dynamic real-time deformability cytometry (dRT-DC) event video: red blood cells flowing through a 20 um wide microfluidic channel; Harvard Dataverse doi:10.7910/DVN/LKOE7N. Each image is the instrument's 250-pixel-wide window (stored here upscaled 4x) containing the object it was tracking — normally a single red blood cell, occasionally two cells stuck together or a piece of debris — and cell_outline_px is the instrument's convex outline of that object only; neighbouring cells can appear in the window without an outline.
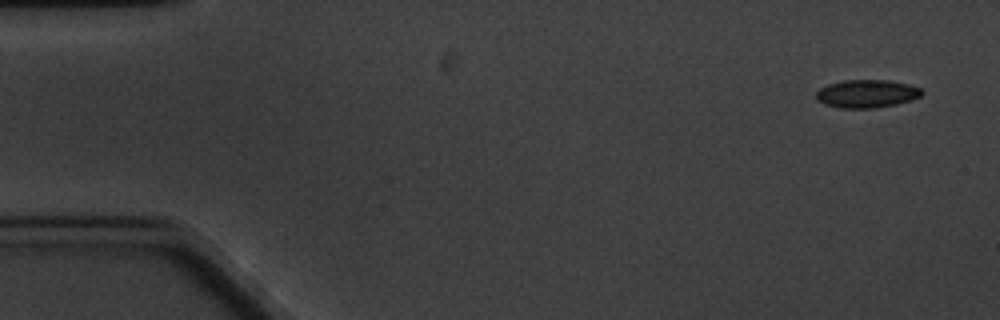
{"species": "common noctule bat (a hibernating species)", "species_latin": "Nyctalus noctula", "temperature_condition": "cold", "stored_images_in_passage": 5, "camera_frame_rate_fps": 3000, "um_per_image_px": 0.085, "animal": {"sex": "male", "body_mass_g": 20.1, "forearm_length_mm": 53.5}, "frame": {"image": 1, "passage_image": 1, "time_ms": 0.0, "image_size_px": [1000, 320], "cell_outline_px": [[924, 92], [920, 96], [896, 104], [872, 108], [840, 108], [824, 104], [816, 100], [816, 92], [820, 88], [828, 84], [844, 80], [888, 80], [908, 84], [920, 88]], "centroid_in_image_um": [73.63, 7.96], "position_along_channel_um": 11.4, "area_um2": 17.17}}
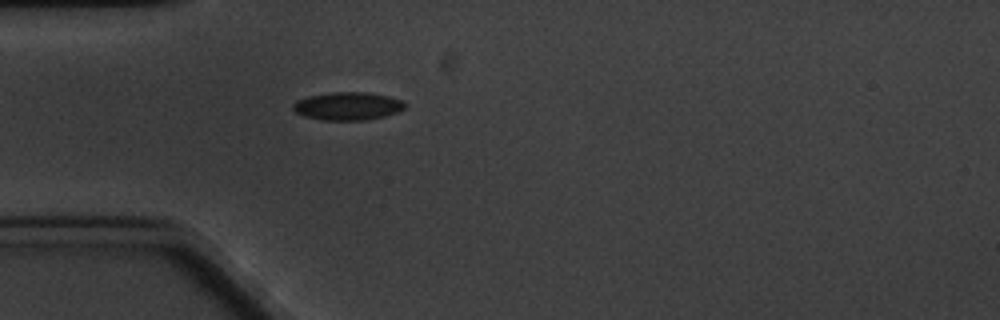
{"frame": {"image": 2, "passage_image": 5, "time_ms": 4.667, "image_size_px": [1000, 320], "cell_outline_px": [[408, 104], [404, 108], [396, 112], [384, 116], [364, 120], [324, 120], [304, 116], [296, 112], [292, 108], [292, 104], [296, 100], [308, 96], [328, 92], [364, 92], [388, 96], [400, 100]], "centroid_in_image_um": [29.52, 9.01], "position_along_channel_um": 55.5, "area_um2": 18.21}}